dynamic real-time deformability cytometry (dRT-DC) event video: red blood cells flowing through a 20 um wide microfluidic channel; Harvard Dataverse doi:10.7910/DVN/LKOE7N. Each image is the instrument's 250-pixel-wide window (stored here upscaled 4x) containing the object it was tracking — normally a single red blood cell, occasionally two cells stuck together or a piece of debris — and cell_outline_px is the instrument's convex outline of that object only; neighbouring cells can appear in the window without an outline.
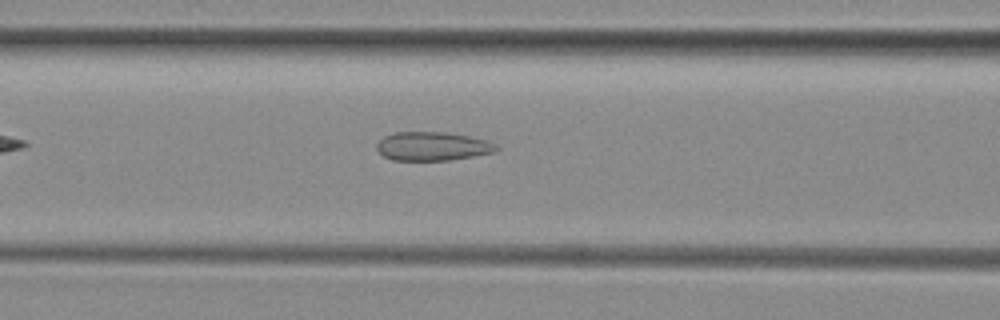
{"species": "common noctule bat (a hibernating species)", "species_latin": "Nyctalus noctula", "temperature_condition": "room temperature", "stored_images_in_passage": 32, "camera_frame_rate_fps": 3000, "um_per_image_px": 0.085, "animal": {"sex": "female", "body_mass_g": 29.2, "forearm_length_mm": 56.3}, "frame": {"image": 1, "passage_image": 6, "time_ms": 1.667, "image_size_px": [1000, 320], "cell_outline_px": [[500, 148], [496, 152], [448, 160], [392, 160], [384, 156], [376, 148], [376, 144], [384, 136], [396, 132], [444, 132], [468, 136], [484, 140], [496, 144]], "centroid_in_image_um": [36.75, 12.43], "position_along_channel_um": 129.8, "area_um2": 19.88}}
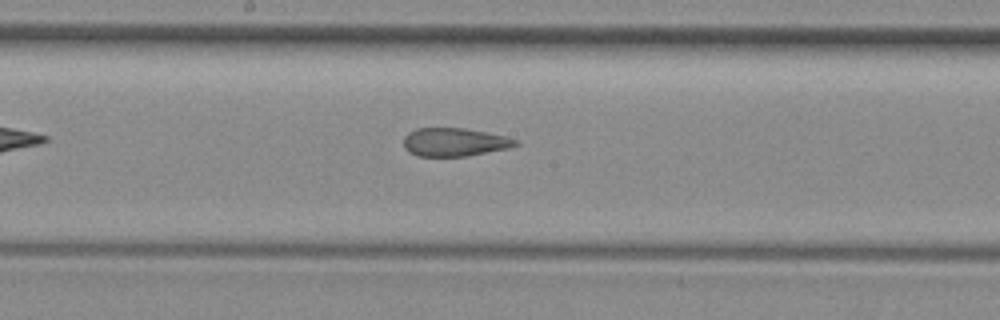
{"frame": {"image": 2, "passage_image": 12, "time_ms": 3.667, "image_size_px": [1000, 320], "cell_outline_px": [[520, 144], [508, 148], [464, 156], [416, 156], [408, 152], [404, 148], [404, 136], [408, 132], [416, 128], [464, 128], [504, 136], [516, 140]], "centroid_in_image_um": [38.57, 12.08], "position_along_channel_um": 209.6, "area_um2": 18.32}}
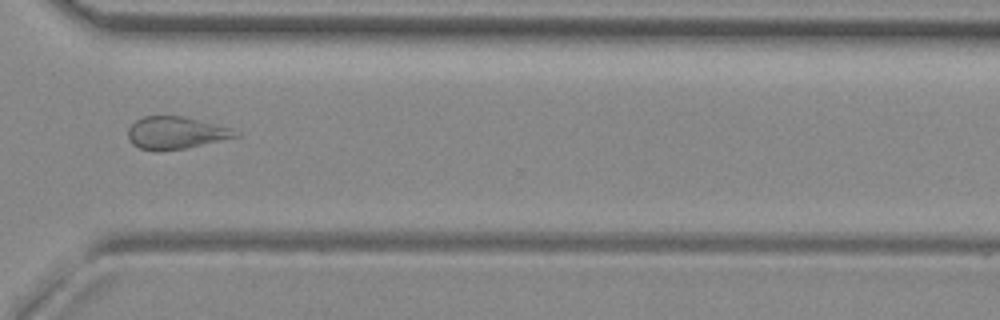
{"frame": {"image": 3, "passage_image": 23, "time_ms": 7.333, "image_size_px": [1000, 320], "cell_outline_px": [[240, 136], [188, 148], [140, 148], [132, 144], [128, 136], [128, 128], [136, 120], [144, 116], [180, 116], [232, 128], [240, 132]], "centroid_in_image_um": [14.99, 11.26], "position_along_channel_um": 355.6, "area_um2": 19.65}, "authors_computed_cell_mechanics": {"area_um2": 19.8832, "velocity_mm_per_s": 3.9909, "shape_relaxation_time_tau1_ms": null, "shape_relaxation_time_tau2_ms": 2.0145, "deformation_change_tau1": null, "deformation_change_tau2": 0.0941}}